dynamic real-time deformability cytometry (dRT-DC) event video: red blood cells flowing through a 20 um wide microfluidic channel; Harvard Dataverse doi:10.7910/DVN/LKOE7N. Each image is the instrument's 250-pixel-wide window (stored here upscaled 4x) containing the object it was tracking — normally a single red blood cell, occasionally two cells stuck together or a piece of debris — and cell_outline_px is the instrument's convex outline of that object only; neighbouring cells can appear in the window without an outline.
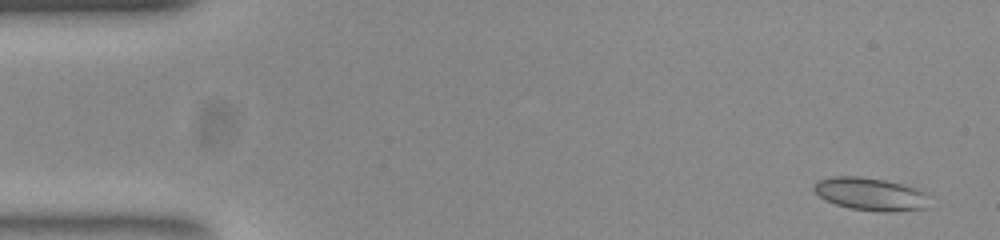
{"species": "common noctule bat (a hibernating species)", "species_latin": "Nyctalus noctula", "temperature_condition": "room temperature", "stored_images_in_passage": 52, "camera_frame_rate_fps": 3000, "um_per_image_px": 0.085, "animal": {"sex": "female", "body_mass_g": 23.0, "forearm_length_mm": 53.4}, "frame": {"image": 1, "passage_image": 2, "time_ms": 0.333, "image_size_px": [1000, 240], "cell_outline_px": [[928, 208], [892, 212], [880, 212], [848, 208], [836, 204], [820, 196], [812, 188], [816, 180], [832, 176], [860, 176], [884, 180], [920, 188], [928, 196]], "centroid_in_image_um": [74.02, 16.49], "position_along_channel_um": 11.0, "area_um2": 22.31}}
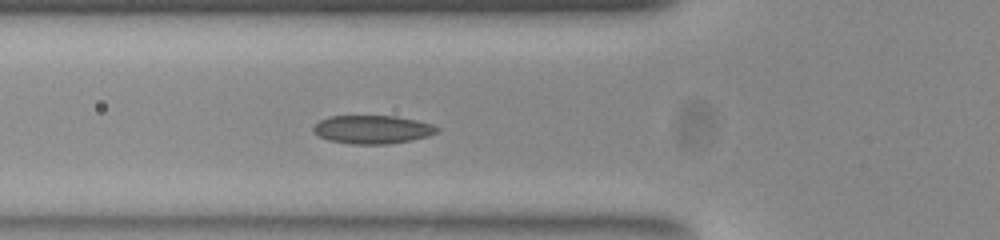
{"frame": {"image": 2, "passage_image": 18, "time_ms": 5.667, "image_size_px": [1000, 240], "cell_outline_px": [[440, 132], [428, 136], [412, 140], [388, 144], [348, 144], [328, 140], [312, 132], [312, 128], [320, 120], [328, 116], [396, 116], [416, 120], [432, 124], [440, 128]], "centroid_in_image_um": [31.67, 11.01], "position_along_channel_um": 94.1, "area_um2": 20.63}}
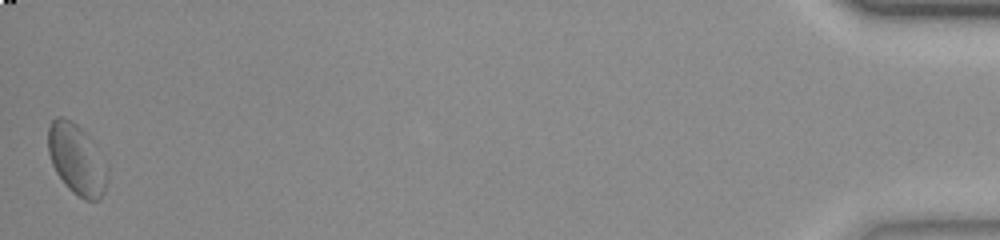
{"frame": {"image": 3, "passage_image": 52, "time_ms": 17.0, "image_size_px": [1000, 240], "cell_outline_px": [[108, 172], [104, 192], [100, 200], [84, 200], [72, 192], [64, 184], [56, 172], [52, 164], [48, 152], [48, 128], [52, 120], [56, 116], [60, 116], [76, 124], [96, 144], [108, 164]], "centroid_in_image_um": [6.54, 13.56], "position_along_channel_um": 428.7, "area_um2": 24.68}, "authors_computed_cell_mechanics": {"area_um2": 20.7502, "velocity_mm_per_s": 3.8356, "shape_relaxation_time_tau1_ms": 5.1169, "shape_relaxation_time_tau2_ms": 1.4267, "deformation_change_tau1": 0.1376, "deformation_change_tau2": 0.0485}}